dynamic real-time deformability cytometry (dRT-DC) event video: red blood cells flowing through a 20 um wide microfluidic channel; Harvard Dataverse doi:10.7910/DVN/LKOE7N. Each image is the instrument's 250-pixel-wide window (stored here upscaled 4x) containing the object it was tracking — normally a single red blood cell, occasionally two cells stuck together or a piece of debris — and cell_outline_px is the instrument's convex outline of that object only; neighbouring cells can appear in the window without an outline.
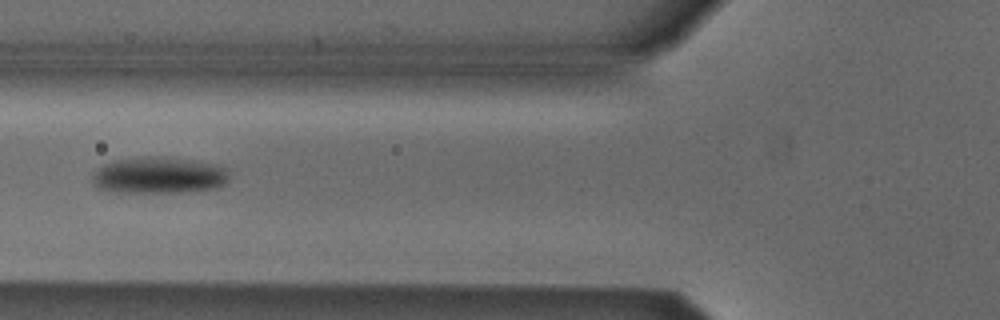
{"species": "Egyptian fruit bat (a non-hibernating species)", "species_latin": "Rousettus aegyptiacus", "temperature_condition": "cold", "stored_images_in_passage": 39, "camera_frame_rate_fps": 3000, "um_per_image_px": 0.085, "animal": {"sex": "male"}, "frame": {"image": 1, "passage_image": 6, "time_ms": 1.667, "image_size_px": [1000, 320], "cell_outline_px": [[228, 180], [224, 184], [216, 188], [180, 192], [128, 192], [100, 188], [92, 180], [92, 176], [104, 164], [112, 160], [152, 156], [160, 156], [196, 160], [216, 164], [224, 168], [228, 172]], "centroid_in_image_um": [13.56, 14.88], "position_along_channel_um": 112.2, "area_um2": 28.84}}
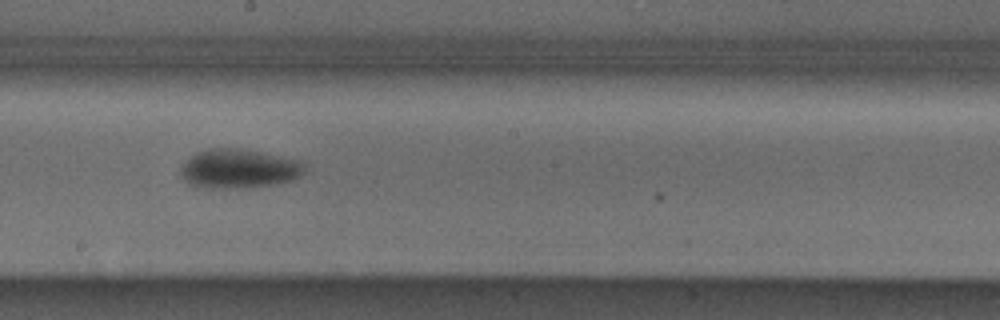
{"frame": {"image": 2, "passage_image": 15, "time_ms": 4.667, "image_size_px": [1000, 320], "cell_outline_px": [[304, 172], [300, 176], [292, 180], [276, 184], [244, 188], [196, 188], [188, 184], [180, 176], [180, 168], [196, 152], [208, 148], [240, 148], [264, 152], [300, 160], [304, 164]], "centroid_in_image_um": [20.28, 14.35], "position_along_channel_um": 227.9, "area_um2": 28.73}}
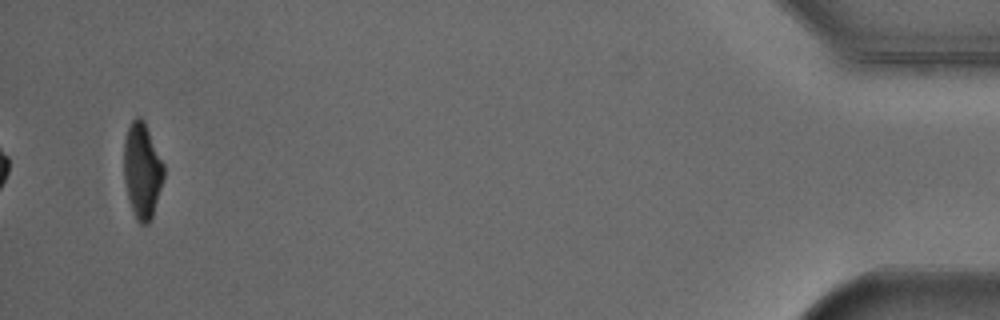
{"frame": {"image": 3, "passage_image": 37, "time_ms": 12.0, "image_size_px": [1000, 320], "cell_outline_px": [[164, 176], [152, 216], [148, 224], [140, 224], [132, 208], [128, 196], [124, 180], [124, 140], [128, 128], [132, 120], [136, 116], [140, 116], [144, 120], [164, 164]], "centroid_in_image_um": [12.08, 14.45], "position_along_channel_um": 423.1, "area_um2": 21.91}, "authors_computed_cell_mechanics": {"area_um2": 27.1082, "velocity_mm_per_s": 3.8573, "shape_relaxation_time_tau1_ms": 3.3283, "shape_relaxation_time_tau2_ms": 6.326, "deformation_change_tau1": 0.1365, "deformation_change_tau2": 0.0973}}